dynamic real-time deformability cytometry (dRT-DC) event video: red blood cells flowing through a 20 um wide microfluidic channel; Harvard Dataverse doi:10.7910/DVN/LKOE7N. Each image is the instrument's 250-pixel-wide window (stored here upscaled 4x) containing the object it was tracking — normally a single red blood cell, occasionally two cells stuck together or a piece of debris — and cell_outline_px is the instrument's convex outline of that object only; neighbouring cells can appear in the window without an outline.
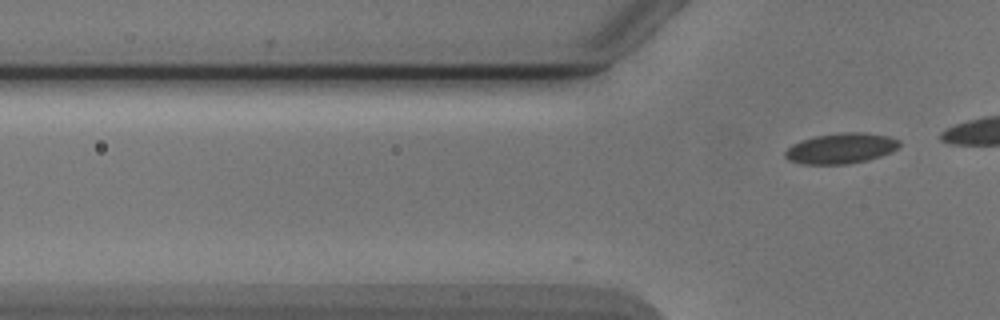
{"species": "Egyptian fruit bat (a non-hibernating species)", "species_latin": "Rousettus aegyptiacus", "temperature_condition": "cold", "stored_images_in_passage": 3, "camera_frame_rate_fps": 3000, "um_per_image_px": 0.085, "animal": {"sex": "male"}, "frame": {"image": 1, "passage_image": 3, "time_ms": 0.667, "image_size_px": [1000, 320], "cell_outline_px": [[900, 144], [892, 152], [868, 160], [848, 164], [800, 164], [788, 160], [784, 156], [784, 152], [792, 144], [816, 136], [840, 132], [860, 132], [888, 136], [900, 140]], "centroid_in_image_um": [71.47, 12.62], "position_along_channel_um": 54.3, "area_um2": 20.29}}